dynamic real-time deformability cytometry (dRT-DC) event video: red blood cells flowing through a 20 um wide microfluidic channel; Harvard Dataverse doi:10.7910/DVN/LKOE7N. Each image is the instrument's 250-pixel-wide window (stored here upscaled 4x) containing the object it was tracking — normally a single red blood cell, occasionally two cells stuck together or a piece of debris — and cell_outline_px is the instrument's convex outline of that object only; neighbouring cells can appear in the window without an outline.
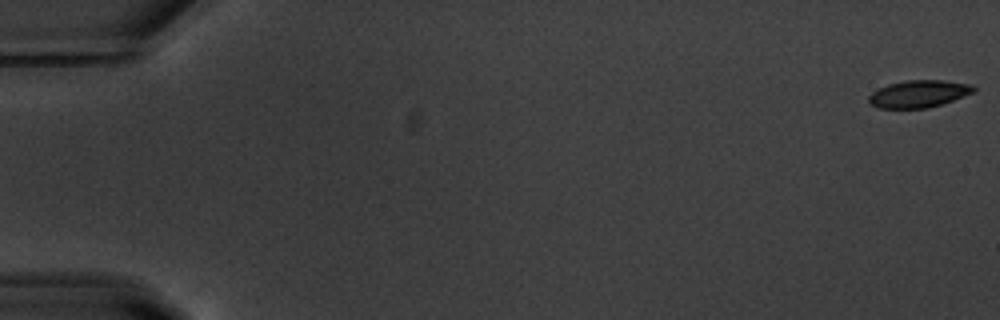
{"species": "common noctule bat (a hibernating species)", "species_latin": "Nyctalus noctula", "temperature_condition": "warm", "stored_images_in_passage": 42, "camera_frame_rate_fps": 3000, "um_per_image_px": 0.085, "animal": {"sex": "male", "body_mass_g": 20.1, "forearm_length_mm": 53.5}, "frame": {"image": 1, "passage_image": 1, "time_ms": 0.0, "image_size_px": [1000, 320], "cell_outline_px": [[976, 92], [928, 108], [880, 108], [872, 104], [868, 100], [868, 96], [872, 92], [888, 84], [908, 80], [944, 80], [972, 84], [976, 88]], "centroid_in_image_um": [78.13, 7.96], "position_along_channel_um": 6.9, "area_um2": 16.59}}
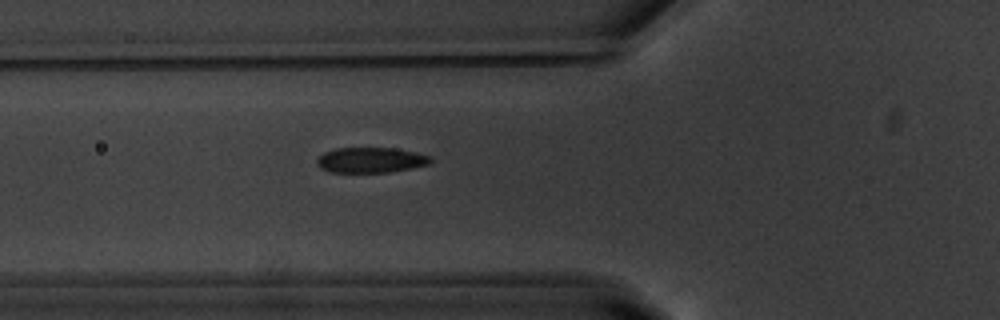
{"frame": {"image": 2, "passage_image": 21, "time_ms": 6.667, "image_size_px": [1000, 320], "cell_outline_px": [[432, 164], [412, 168], [388, 172], [328, 172], [320, 168], [316, 164], [316, 160], [324, 152], [336, 148], [392, 148], [416, 152], [432, 156]], "centroid_in_image_um": [31.53, 13.61], "position_along_channel_um": 94.3, "area_um2": 16.94}}
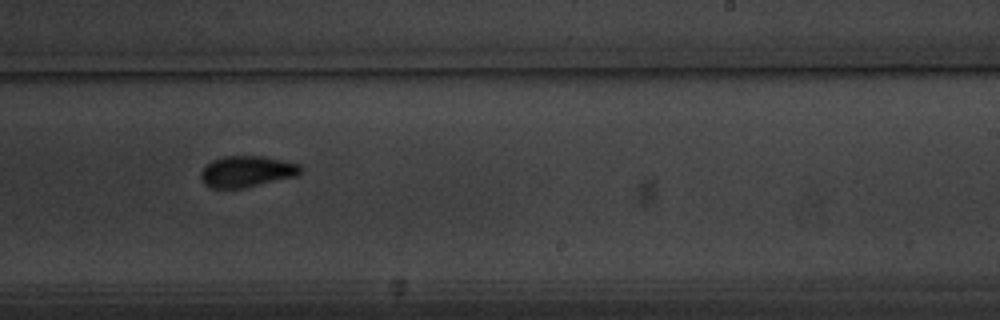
{"frame": {"image": 3, "passage_image": 35, "time_ms": 11.333, "image_size_px": [1000, 320], "cell_outline_px": [[304, 168], [296, 176], [240, 188], [212, 188], [204, 184], [200, 176], [200, 172], [212, 160], [224, 156], [264, 156], [300, 164]], "centroid_in_image_um": [20.98, 14.56], "position_along_channel_um": 268.0, "area_um2": 17.98}}